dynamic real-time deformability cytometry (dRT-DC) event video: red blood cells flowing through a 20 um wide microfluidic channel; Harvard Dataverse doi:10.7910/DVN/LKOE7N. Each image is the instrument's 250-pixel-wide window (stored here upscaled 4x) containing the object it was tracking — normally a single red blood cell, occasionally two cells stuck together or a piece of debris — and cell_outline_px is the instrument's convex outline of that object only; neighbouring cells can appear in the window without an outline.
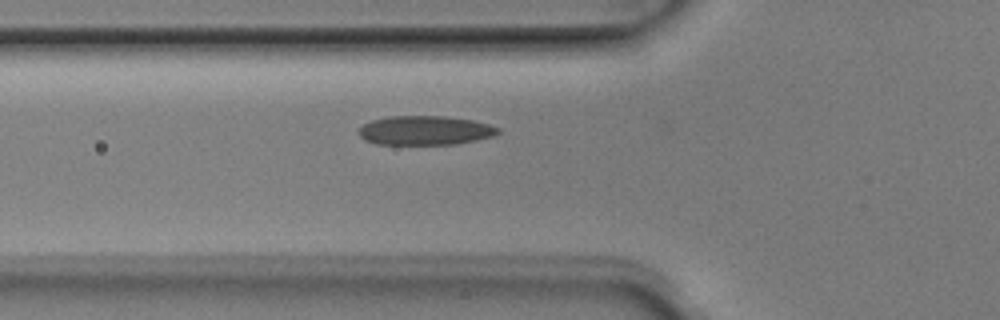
{"species": "Egyptian fruit bat (a non-hibernating species)", "species_latin": "Rousettus aegyptiacus", "temperature_condition": "room temperature", "stored_images_in_passage": 22, "camera_frame_rate_fps": 3000, "um_per_image_px": 0.085, "animal": {"sex": "male"}, "frame": {"image": 1, "passage_image": 3, "time_ms": 0.667, "image_size_px": [1000, 320], "cell_outline_px": [[500, 132], [496, 136], [456, 144], [376, 144], [364, 140], [360, 136], [360, 128], [364, 124], [372, 120], [392, 116], [444, 116], [472, 120], [488, 124], [500, 128]], "centroid_in_image_um": [36.17, 11.09], "position_along_channel_um": 89.6, "area_um2": 23.64}}
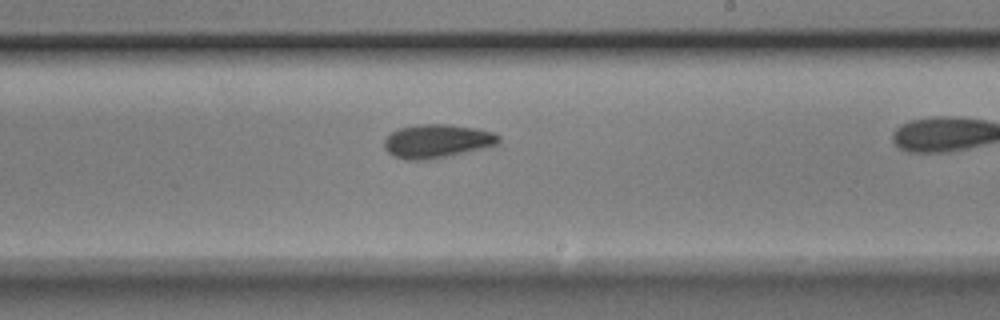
{"frame": {"image": 2, "passage_image": 12, "time_ms": 3.667, "image_size_px": [1000, 320], "cell_outline_px": [[500, 140], [496, 144], [484, 148], [448, 156], [424, 160], [408, 160], [396, 156], [388, 152], [384, 148], [384, 140], [392, 132], [400, 128], [416, 124], [448, 124], [476, 128], [496, 132], [500, 136]], "centroid_in_image_um": [37.17, 11.98], "position_along_channel_um": 251.8, "area_um2": 22.37}}
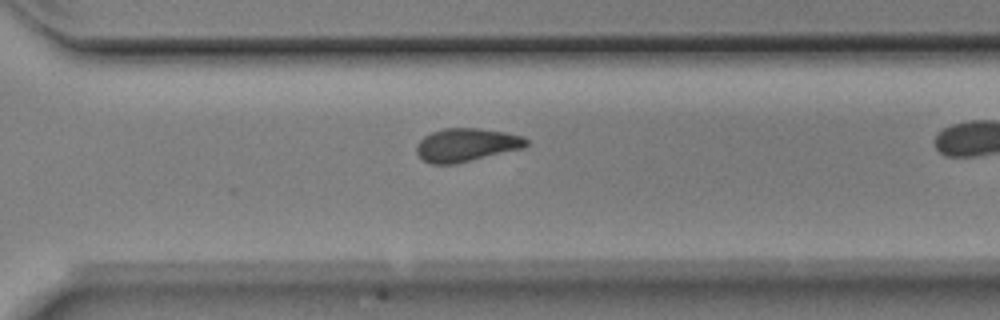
{"frame": {"image": 3, "passage_image": 18, "time_ms": 5.667, "image_size_px": [1000, 320], "cell_outline_px": [[528, 144], [524, 148], [456, 164], [428, 164], [416, 152], [416, 144], [424, 136], [432, 132], [444, 128], [480, 128], [504, 132], [524, 136], [528, 140]], "centroid_in_image_um": [39.65, 12.32], "position_along_channel_um": 331.0, "area_um2": 21.44}}